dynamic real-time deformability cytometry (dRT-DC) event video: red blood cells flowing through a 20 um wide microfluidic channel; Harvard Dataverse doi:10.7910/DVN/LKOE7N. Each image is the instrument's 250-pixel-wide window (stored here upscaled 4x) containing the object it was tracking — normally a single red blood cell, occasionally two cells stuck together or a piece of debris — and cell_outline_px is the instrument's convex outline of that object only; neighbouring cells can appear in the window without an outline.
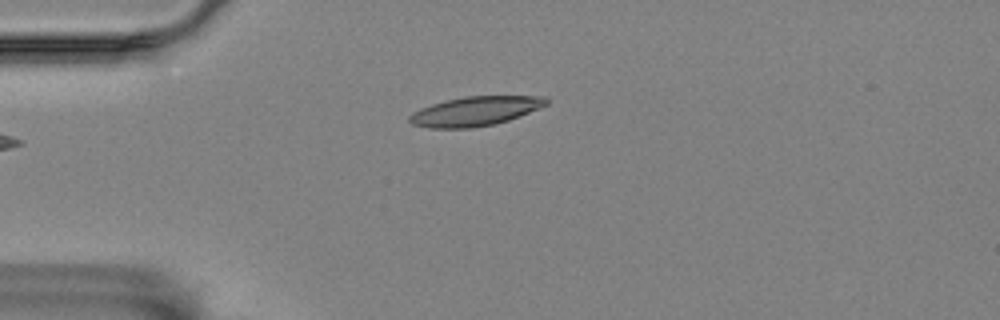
{"species": "Egyptian fruit bat (a non-hibernating species)", "species_latin": "Rousettus aegyptiacus", "temperature_condition": "room temperature", "stored_images_in_passage": 5, "camera_frame_rate_fps": 3000, "um_per_image_px": 0.085, "animal": {"sex": "female"}, "frame": {"image": 1, "passage_image": 5, "time_ms": 1.333, "image_size_px": [1000, 320], "cell_outline_px": [[548, 104], [508, 120], [496, 124], [468, 128], [428, 128], [412, 124], [408, 120], [408, 116], [412, 112], [420, 108], [444, 100], [464, 96], [548, 96]], "centroid_in_image_um": [40.35, 9.44], "position_along_channel_um": 44.6, "area_um2": 23.41}}